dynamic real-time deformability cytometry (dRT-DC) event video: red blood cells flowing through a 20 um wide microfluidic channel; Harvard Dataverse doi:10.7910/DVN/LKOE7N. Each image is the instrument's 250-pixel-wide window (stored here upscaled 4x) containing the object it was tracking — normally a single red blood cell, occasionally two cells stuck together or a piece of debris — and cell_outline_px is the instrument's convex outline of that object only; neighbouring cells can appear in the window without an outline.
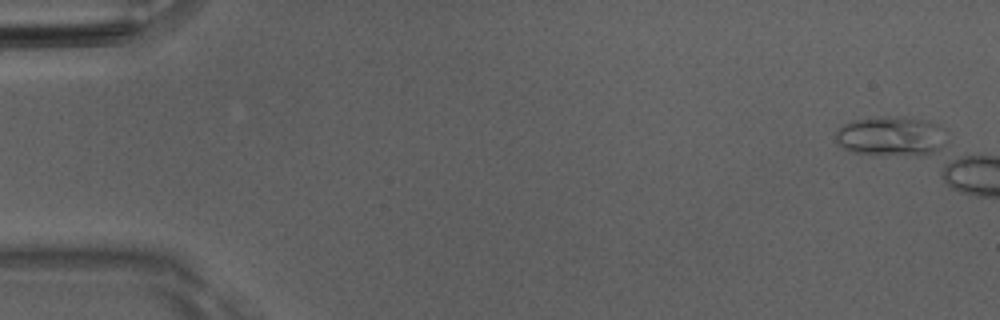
{"species": "Egyptian fruit bat (a non-hibernating species)", "species_latin": "Rousettus aegyptiacus", "temperature_condition": "room temperature", "stored_images_in_passage": 5, "camera_frame_rate_fps": 3000, "um_per_image_px": 0.085, "animal": {"sex": "male"}, "frame": {"image": 1, "passage_image": 1, "time_ms": 0.0, "image_size_px": [1000, 320], "cell_outline_px": [[948, 140], [944, 144], [932, 152], [916, 156], [852, 152], [844, 148], [836, 140], [836, 128], [852, 120], [876, 116], [912, 116], [928, 120], [940, 124], [948, 132]], "centroid_in_image_um": [75.81, 11.53], "position_along_channel_um": 9.2, "area_um2": 26.36}}